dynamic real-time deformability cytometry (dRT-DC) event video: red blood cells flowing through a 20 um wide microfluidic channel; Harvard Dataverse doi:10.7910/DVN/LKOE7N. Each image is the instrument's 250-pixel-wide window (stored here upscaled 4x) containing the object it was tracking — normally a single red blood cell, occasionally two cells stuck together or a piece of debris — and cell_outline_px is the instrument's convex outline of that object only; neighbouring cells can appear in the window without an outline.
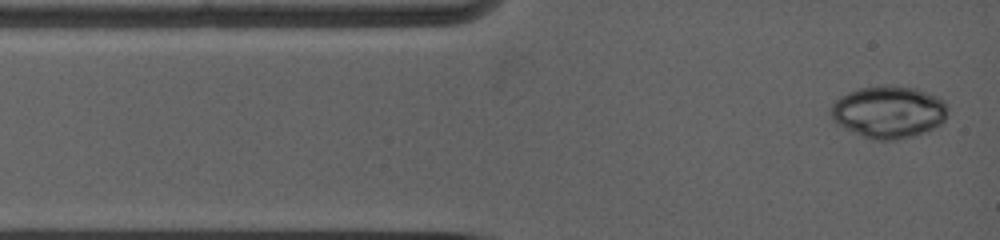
{"species": "common noctule bat (a hibernating species)", "species_latin": "Nyctalus noctula", "temperature_condition": "warm", "stored_images_in_passage": 46, "camera_frame_rate_fps": 5000, "um_per_image_px": 0.085, "animal": {"sex": "female", "body_mass_g": 19.0, "forearm_length_mm": 53.3}, "frame": {"image": 1, "passage_image": 1, "time_ms": 0.0, "image_size_px": [1000, 240], "cell_outline_px": [[944, 116], [936, 124], [920, 132], [900, 136], [868, 136], [848, 128], [840, 124], [832, 116], [832, 108], [836, 100], [852, 92], [864, 88], [916, 88], [940, 100], [944, 104]], "centroid_in_image_um": [75.49, 9.47], "position_along_channel_um": 9.5, "area_um2": 31.62}}
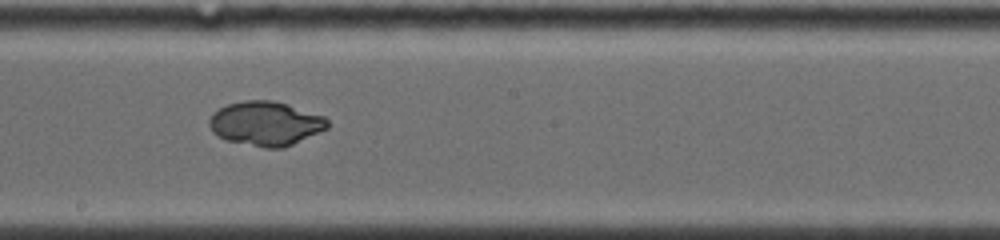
{"frame": {"image": 2, "passage_image": 27, "time_ms": 6.6, "image_size_px": [1000, 240], "cell_outline_px": [[328, 128], [284, 148], [264, 148], [228, 140], [220, 136], [212, 128], [212, 116], [220, 108], [228, 104], [244, 100], [272, 100], [288, 104], [324, 116], [328, 120]], "centroid_in_image_um": [22.66, 10.49], "position_along_channel_um": 225.5, "area_um2": 29.88}}
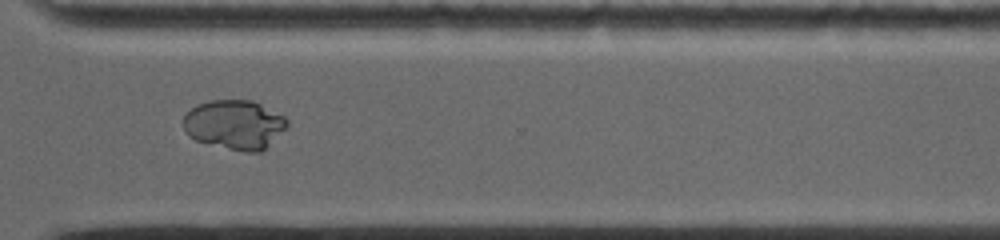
{"frame": {"image": 3, "passage_image": 45, "time_ms": 9.8, "image_size_px": [1000, 240], "cell_outline_px": [[288, 124], [260, 152], [244, 152], [196, 140], [188, 136], [184, 128], [184, 116], [192, 108], [200, 104], [212, 100], [252, 100], [284, 116], [288, 120]], "centroid_in_image_um": [19.92, 10.58], "position_along_channel_um": 350.7, "area_um2": 29.19}}